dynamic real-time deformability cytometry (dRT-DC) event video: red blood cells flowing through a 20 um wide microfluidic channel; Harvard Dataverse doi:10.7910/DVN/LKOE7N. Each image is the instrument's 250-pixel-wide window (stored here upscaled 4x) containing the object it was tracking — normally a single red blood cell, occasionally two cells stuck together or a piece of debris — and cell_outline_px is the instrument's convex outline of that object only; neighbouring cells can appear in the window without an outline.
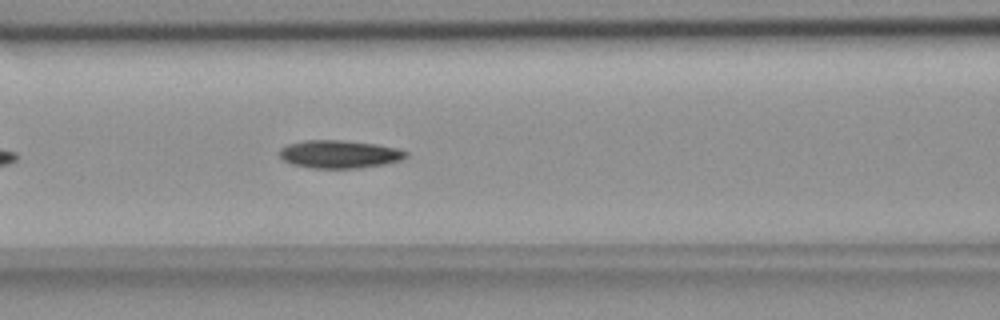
{"species": "common noctule bat (a hibernating species)", "species_latin": "Nyctalus noctula", "temperature_condition": "room temperature", "stored_images_in_passage": 13, "camera_frame_rate_fps": 3000, "um_per_image_px": 0.085, "animal": {"sex": "female", "body_mass_g": 18.4}, "frame": {"image": 1, "passage_image": 10, "time_ms": 3.0, "image_size_px": [1000, 320], "cell_outline_px": [[408, 156], [400, 160], [384, 164], [360, 168], [312, 168], [292, 164], [284, 160], [280, 156], [280, 148], [288, 144], [304, 140], [344, 140], [376, 144], [396, 148], [408, 152]], "centroid_in_image_um": [28.85, 13.1], "position_along_channel_um": 137.7, "area_um2": 20.58}}